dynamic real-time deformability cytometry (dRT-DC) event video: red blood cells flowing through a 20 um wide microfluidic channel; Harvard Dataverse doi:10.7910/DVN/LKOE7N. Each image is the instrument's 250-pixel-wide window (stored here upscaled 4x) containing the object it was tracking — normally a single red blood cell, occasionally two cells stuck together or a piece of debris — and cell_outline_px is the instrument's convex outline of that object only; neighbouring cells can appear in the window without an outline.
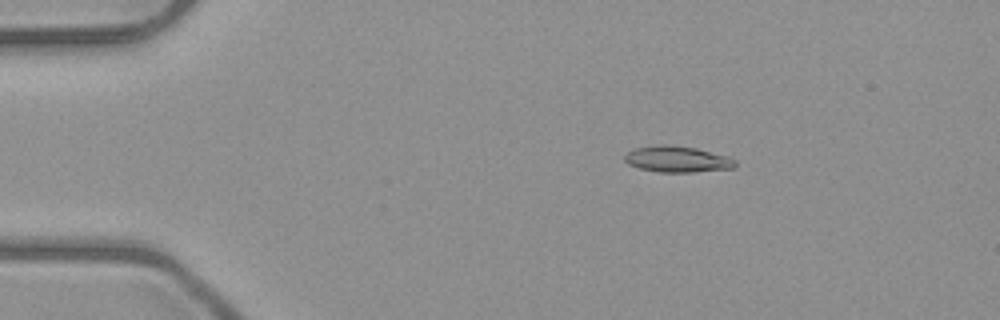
{"species": "common noctule bat (a hibernating species)", "species_latin": "Nyctalus noctula", "temperature_condition": "room temperature", "stored_images_in_passage": 4, "camera_frame_rate_fps": 3000, "um_per_image_px": 0.085, "animal": {"sex": "male", "body_mass_g": 23.1, "forearm_length_mm": 52.7}, "frame": {"image": 1, "passage_image": 2, "time_ms": 1.333, "image_size_px": [1000, 320], "cell_outline_px": [[736, 164], [732, 168], [692, 172], [660, 172], [640, 168], [628, 164], [624, 160], [624, 156], [628, 152], [636, 148], [660, 144], [664, 144], [696, 148], [728, 156], [736, 160]], "centroid_in_image_um": [57.57, 13.53], "position_along_channel_um": 27.4, "area_um2": 16.7}}
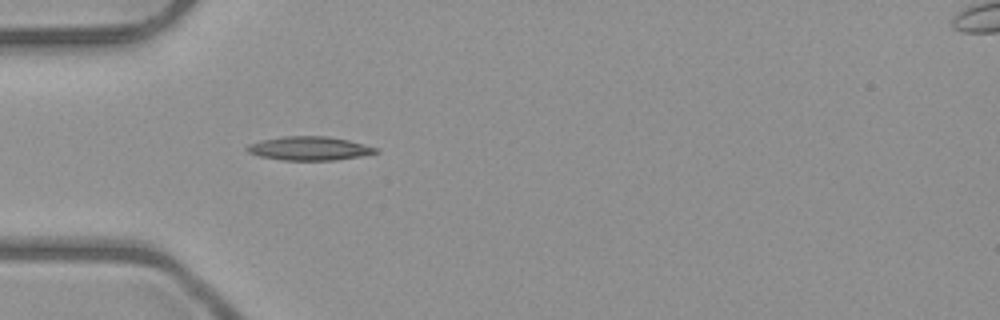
{"frame": {"image": 2, "passage_image": 4, "time_ms": 3.667, "image_size_px": [1000, 320], "cell_outline_px": [[380, 152], [360, 156], [336, 160], [284, 160], [260, 156], [248, 152], [244, 148], [248, 144], [260, 140], [284, 136], [328, 136], [348, 140], [376, 148]], "centroid_in_image_um": [26.26, 12.61], "position_along_channel_um": 58.7, "area_um2": 17.74}}